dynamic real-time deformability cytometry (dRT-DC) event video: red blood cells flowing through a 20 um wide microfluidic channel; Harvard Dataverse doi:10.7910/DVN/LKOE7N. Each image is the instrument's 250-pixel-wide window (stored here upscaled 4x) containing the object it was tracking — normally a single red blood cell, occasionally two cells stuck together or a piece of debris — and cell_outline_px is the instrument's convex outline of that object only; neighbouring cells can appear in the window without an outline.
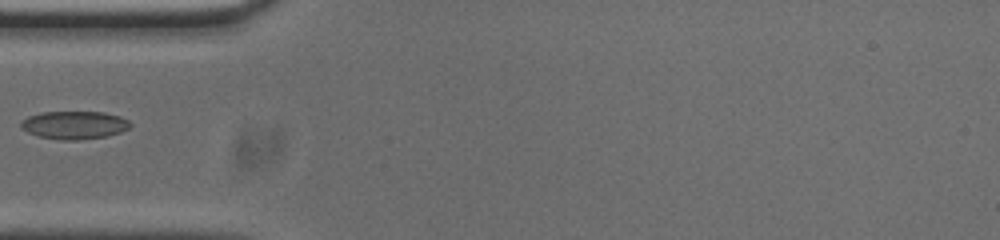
{"species": "common noctule bat (a hibernating species)", "species_latin": "Nyctalus noctula", "temperature_condition": "cold", "stored_images_in_passage": 33, "camera_frame_rate_fps": 3000, "um_per_image_px": 0.085, "animal": {"sex": "male", "body_mass_g": 20.0, "forearm_length_mm": 53.3}, "frame": {"image": 1, "passage_image": 1, "time_ms": 0.0, "image_size_px": [1000, 240], "cell_outline_px": [[132, 124], [128, 128], [120, 132], [108, 136], [80, 140], [60, 140], [36, 136], [20, 128], [20, 120], [28, 116], [44, 112], [104, 112], [120, 116], [128, 120]], "centroid_in_image_um": [6.29, 10.63], "position_along_channel_um": 78.7, "area_um2": 18.03}}
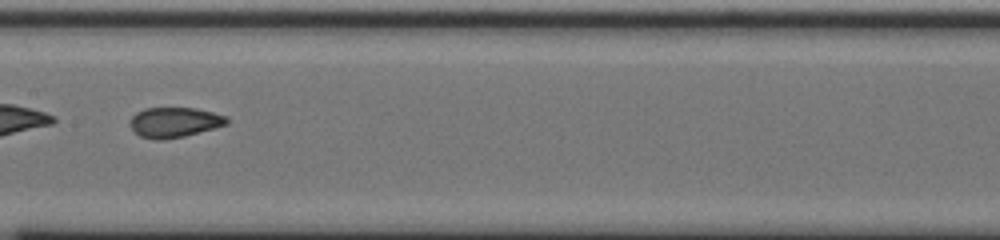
{"frame": {"image": 2, "passage_image": 10, "time_ms": 3.0, "image_size_px": [1000, 240], "cell_outline_px": [[228, 124], [184, 136], [160, 140], [140, 136], [128, 124], [132, 116], [136, 112], [144, 108], [196, 108], [228, 116]], "centroid_in_image_um": [14.82, 10.38], "position_along_channel_um": 192.6, "area_um2": 16.88}}